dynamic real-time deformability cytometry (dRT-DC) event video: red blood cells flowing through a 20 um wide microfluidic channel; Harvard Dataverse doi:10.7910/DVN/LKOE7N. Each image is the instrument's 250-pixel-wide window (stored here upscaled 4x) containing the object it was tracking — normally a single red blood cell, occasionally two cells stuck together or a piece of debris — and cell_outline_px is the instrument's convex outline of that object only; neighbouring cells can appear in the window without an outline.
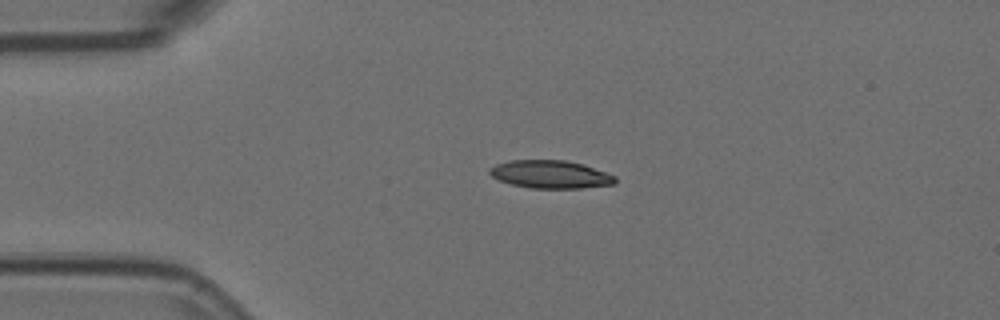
{"species": "Egyptian fruit bat (a non-hibernating species)", "species_latin": "Rousettus aegyptiacus", "temperature_condition": "room temperature", "stored_images_in_passage": 3, "camera_frame_rate_fps": 3000, "um_per_image_px": 0.085, "animal": {"sex": "female"}, "frame": {"image": 1, "passage_image": 1, "time_ms": 0.0, "image_size_px": [1000, 320], "cell_outline_px": [[616, 184], [580, 188], [532, 188], [512, 184], [500, 180], [492, 176], [488, 172], [488, 168], [496, 164], [508, 160], [564, 160], [584, 164], [616, 176]], "centroid_in_image_um": [46.79, 14.81], "position_along_channel_um": 38.2, "area_um2": 20.46}}
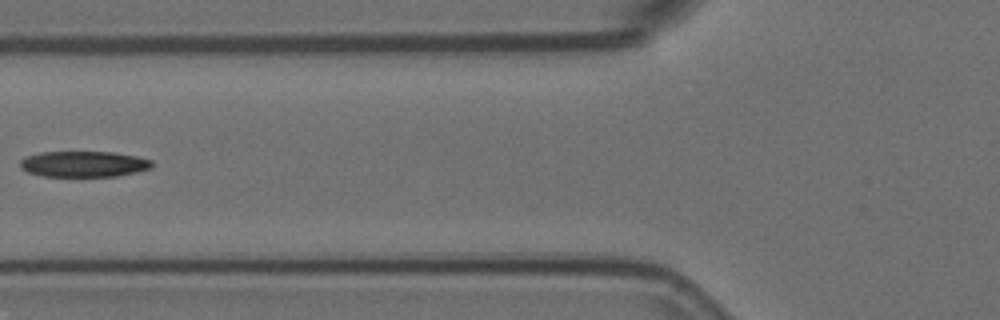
{"frame": {"image": 2, "passage_image": 3, "time_ms": 0.667, "image_size_px": [1000, 320], "cell_outline_px": [[152, 168], [136, 172], [116, 176], [44, 176], [28, 172], [20, 168], [20, 160], [28, 156], [40, 152], [112, 152], [140, 156], [152, 160]], "centroid_in_image_um": [7.15, 13.94], "position_along_channel_um": 118.7, "area_um2": 19.88}}